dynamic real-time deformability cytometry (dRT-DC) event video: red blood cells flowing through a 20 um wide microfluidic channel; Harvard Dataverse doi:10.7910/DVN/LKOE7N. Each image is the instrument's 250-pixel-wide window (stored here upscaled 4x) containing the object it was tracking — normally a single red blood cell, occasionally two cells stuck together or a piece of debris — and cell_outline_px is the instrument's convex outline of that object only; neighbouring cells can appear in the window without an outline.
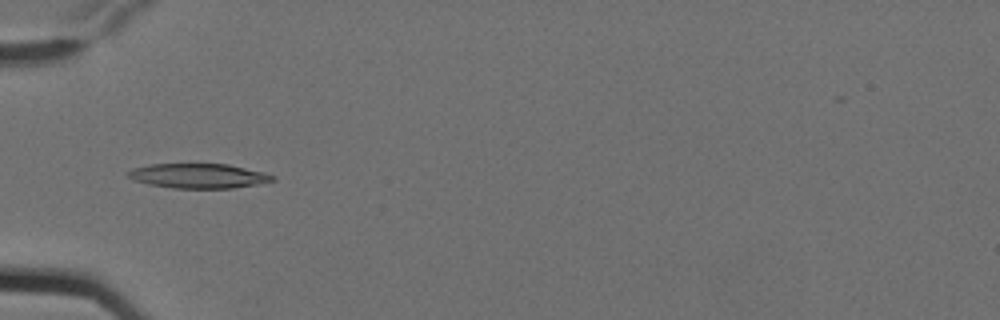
{"species": "Egyptian fruit bat (a non-hibernating species)", "species_latin": "Rousettus aegyptiacus", "temperature_condition": "cold", "stored_images_in_passage": 15, "camera_frame_rate_fps": 3000, "um_per_image_px": 0.085, "animal": {"sex": "female"}, "frame": {"image": 1, "passage_image": 6, "time_ms": 1.667, "image_size_px": [1000, 320], "cell_outline_px": [[276, 180], [256, 184], [232, 188], [176, 188], [148, 184], [132, 180], [124, 172], [132, 168], [148, 164], [228, 164], [264, 172], [276, 176]], "centroid_in_image_um": [16.83, 14.94], "position_along_channel_um": 68.2, "area_um2": 20.87}}
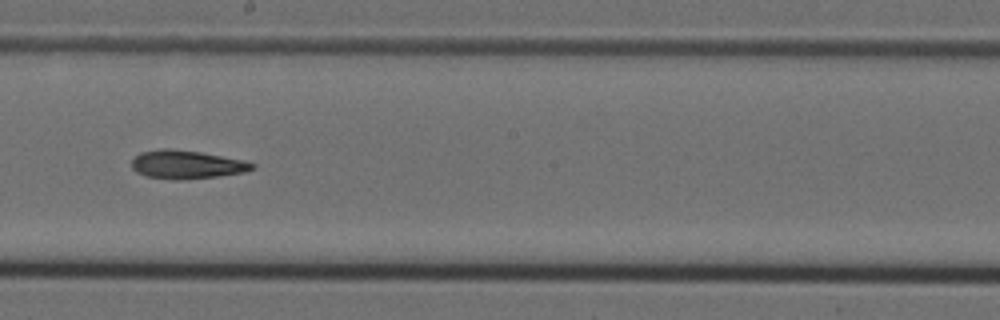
{"frame": {"image": 2, "passage_image": 10, "time_ms": 3.0, "image_size_px": [1000, 320], "cell_outline_px": [[256, 168], [244, 172], [216, 176], [180, 180], [176, 180], [144, 176], [136, 172], [132, 168], [132, 160], [140, 152], [160, 148], [168, 148], [200, 152], [244, 160], [256, 164]], "centroid_in_image_um": [15.85, 13.98], "position_along_channel_um": 232.4, "area_um2": 20.0}}
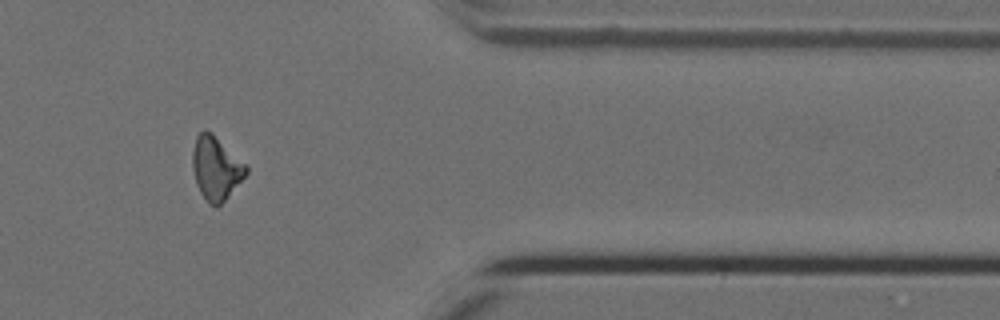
{"frame": {"image": 3, "passage_image": 14, "time_ms": 4.333, "image_size_px": [1000, 320], "cell_outline_px": [[248, 172], [228, 196], [216, 208], [208, 204], [200, 192], [196, 184], [192, 168], [192, 152], [196, 136], [204, 128], [212, 132], [248, 168]], "centroid_in_image_um": [18.31, 14.3], "position_along_channel_um": 393.1, "area_um2": 19.65}}